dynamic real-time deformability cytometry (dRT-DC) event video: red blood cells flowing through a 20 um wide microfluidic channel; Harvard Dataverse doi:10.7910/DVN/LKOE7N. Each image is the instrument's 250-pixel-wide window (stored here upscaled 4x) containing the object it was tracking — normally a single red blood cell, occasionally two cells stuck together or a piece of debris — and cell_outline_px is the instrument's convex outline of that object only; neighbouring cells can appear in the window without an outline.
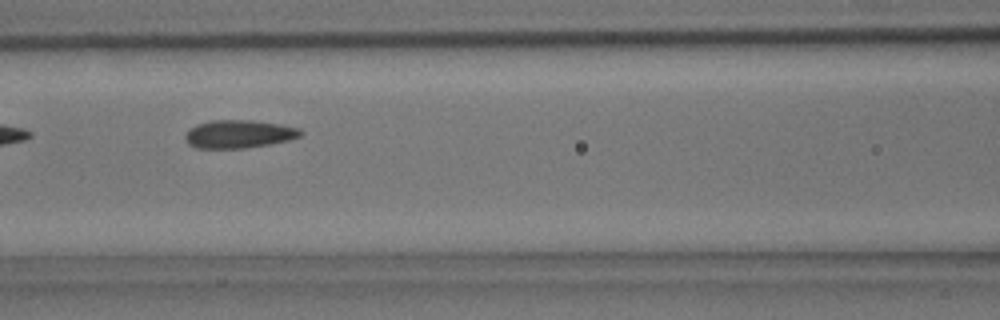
{"species": "common noctule bat (a hibernating species)", "species_latin": "Nyctalus noctula", "temperature_condition": "room temperature", "stored_images_in_passage": 8, "camera_frame_rate_fps": 3000, "um_per_image_px": 0.085, "animal": {"sex": "male", "body_mass_g": 15.6}, "frame": {"image": 1, "passage_image": 6, "time_ms": 5.667, "image_size_px": [1000, 320], "cell_outline_px": [[304, 132], [300, 136], [288, 140], [268, 144], [244, 148], [196, 148], [188, 144], [184, 140], [184, 136], [188, 128], [196, 124], [212, 120], [252, 120], [280, 124], [300, 128]], "centroid_in_image_um": [20.26, 11.38], "position_along_channel_um": 146.3, "area_um2": 19.02}}